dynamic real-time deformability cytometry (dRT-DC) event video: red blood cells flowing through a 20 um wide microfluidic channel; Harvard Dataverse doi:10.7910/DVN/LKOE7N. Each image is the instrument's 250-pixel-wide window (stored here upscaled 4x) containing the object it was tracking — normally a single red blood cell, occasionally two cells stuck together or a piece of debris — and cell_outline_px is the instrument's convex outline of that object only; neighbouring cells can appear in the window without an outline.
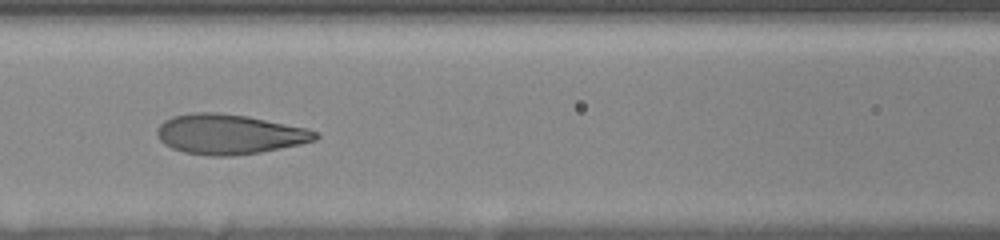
{"species": "human", "species_latin": "Homo sapiens", "temperature_condition": "room temperature", "stored_images_in_passage": 14, "camera_frame_rate_fps": 3000, "um_per_image_px": 0.085, "donor": {"sex": "female"}, "frame": {"image": 1, "passage_image": 12, "time_ms": 7.333, "image_size_px": [1000, 240], "cell_outline_px": [[320, 136], [316, 140], [300, 144], [260, 152], [232, 156], [208, 156], [184, 152], [172, 148], [164, 144], [160, 140], [156, 132], [160, 124], [164, 120], [172, 116], [192, 112], [216, 112], [248, 116], [308, 128], [320, 132]], "centroid_in_image_um": [19.5, 11.4], "position_along_channel_um": 147.1, "area_um2": 37.11}}
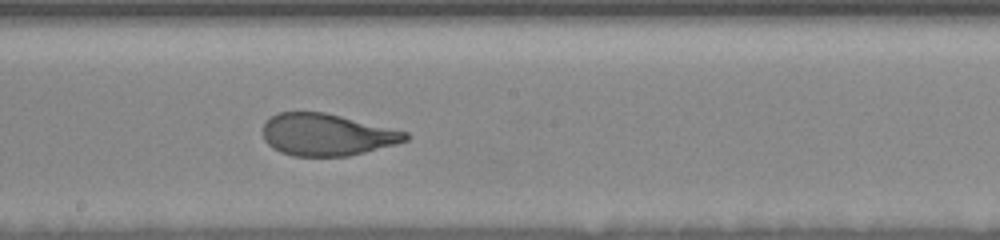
{"frame": {"image": 2, "passage_image": 14, "time_ms": 9.333, "image_size_px": [1000, 240], "cell_outline_px": [[408, 140], [396, 144], [348, 156], [292, 156], [280, 152], [272, 148], [264, 140], [264, 120], [280, 112], [324, 112], [408, 132]], "centroid_in_image_um": [27.75, 11.45], "position_along_channel_um": 220.4, "area_um2": 34.74}}